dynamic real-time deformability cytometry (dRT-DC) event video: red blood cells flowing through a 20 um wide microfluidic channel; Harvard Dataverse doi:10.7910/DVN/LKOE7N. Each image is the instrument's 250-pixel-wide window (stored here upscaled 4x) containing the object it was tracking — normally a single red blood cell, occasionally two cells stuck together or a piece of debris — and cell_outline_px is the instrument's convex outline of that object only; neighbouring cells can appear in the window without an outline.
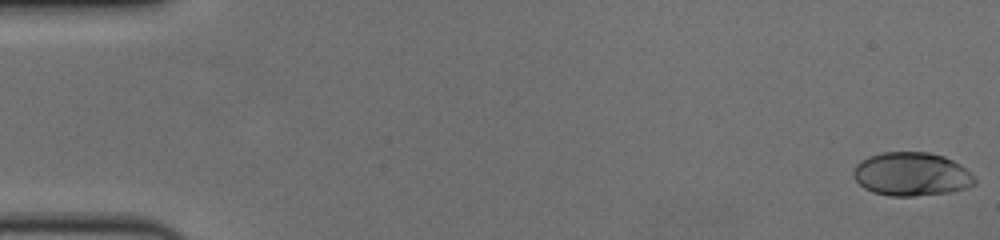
{"species": "human", "species_latin": "Homo sapiens", "temperature_condition": "cold", "stored_images_in_passage": 57, "camera_frame_rate_fps": 3000, "um_per_image_px": 0.085, "donor": {"sex": "female"}, "frame": {"image": 1, "passage_image": 1, "time_ms": 0.0, "image_size_px": [1000, 240], "cell_outline_px": [[976, 184], [968, 188], [952, 192], [912, 196], [888, 196], [872, 192], [864, 188], [852, 176], [852, 172], [856, 164], [860, 160], [868, 156], [880, 152], [928, 152], [944, 156], [960, 164], [976, 180]], "centroid_in_image_um": [77.45, 14.8], "position_along_channel_um": 7.5, "area_um2": 31.04}}
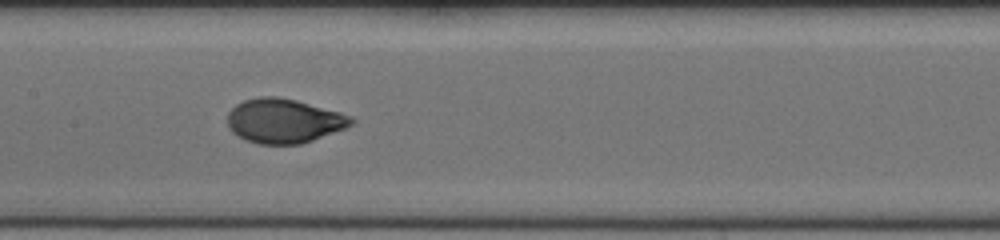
{"frame": {"image": 2, "passage_image": 29, "time_ms": 9.333, "image_size_px": [1000, 240], "cell_outline_px": [[356, 120], [352, 124], [344, 128], [312, 140], [300, 144], [260, 144], [244, 140], [232, 132], [228, 128], [228, 112], [236, 104], [244, 100], [260, 96], [276, 96], [296, 100], [340, 112], [352, 116]], "centroid_in_image_um": [24.11, 10.27], "position_along_channel_um": 183.3, "area_um2": 31.96}}
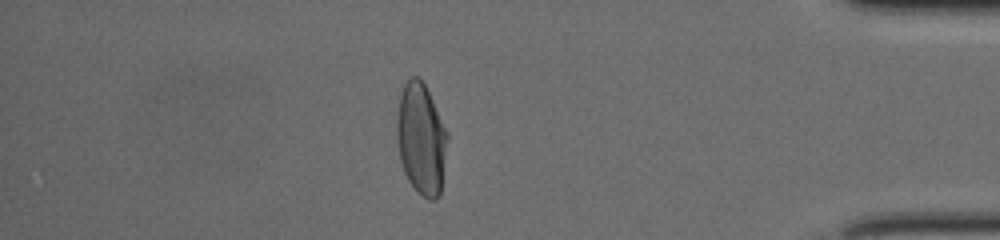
{"frame": {"image": 3, "passage_image": 50, "time_ms": 16.333, "image_size_px": [1000, 240], "cell_outline_px": [[448, 136], [440, 196], [436, 200], [428, 200], [420, 196], [416, 192], [408, 180], [404, 172], [400, 160], [396, 140], [396, 120], [400, 92], [408, 76], [416, 76], [424, 84], [448, 132]], "centroid_in_image_um": [35.78, 11.84], "position_along_channel_um": 399.4, "area_um2": 33.23}, "authors_computed_cell_mechanics": {"area_um2": 31.7322, "velocity_mm_per_s": 3.6149, "shape_relaxation_time_tau1_ms": 3.999, "shape_relaxation_time_tau2_ms": null, "deformation_change_tau1": 0.1921, "deformation_change_tau2": null}}